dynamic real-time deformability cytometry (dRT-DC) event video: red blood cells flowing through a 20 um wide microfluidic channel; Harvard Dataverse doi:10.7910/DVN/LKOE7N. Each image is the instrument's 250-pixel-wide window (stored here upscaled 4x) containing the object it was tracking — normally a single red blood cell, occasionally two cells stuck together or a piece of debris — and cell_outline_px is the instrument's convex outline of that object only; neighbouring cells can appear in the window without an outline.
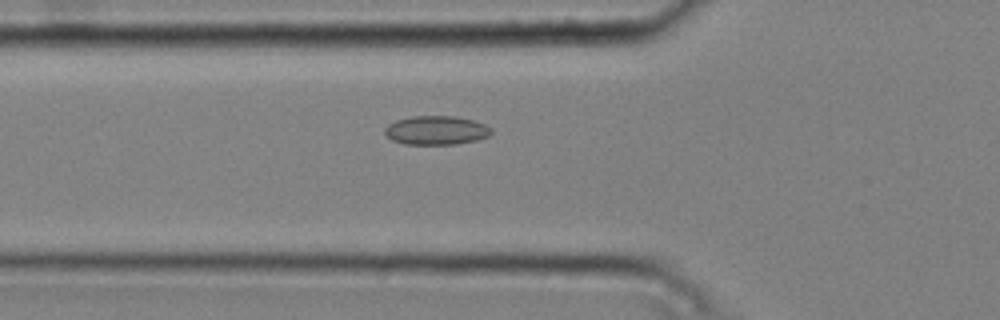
{"species": "common noctule bat (a hibernating species)", "species_latin": "Nyctalus noctula", "temperature_condition": "cold", "stored_images_in_passage": 47, "camera_frame_rate_fps": 3000, "um_per_image_px": 0.085, "animal": {"sex": "male", "body_mass_g": 20.4}, "frame": {"image": 1, "passage_image": 19, "time_ms": 6.0, "image_size_px": [1000, 320], "cell_outline_px": [[492, 132], [488, 136], [476, 140], [456, 144], [404, 144], [392, 140], [384, 132], [384, 128], [388, 124], [396, 120], [412, 116], [456, 116], [472, 120], [484, 124], [492, 128]], "centroid_in_image_um": [37.07, 11.07], "position_along_channel_um": 88.7, "area_um2": 17.92}}
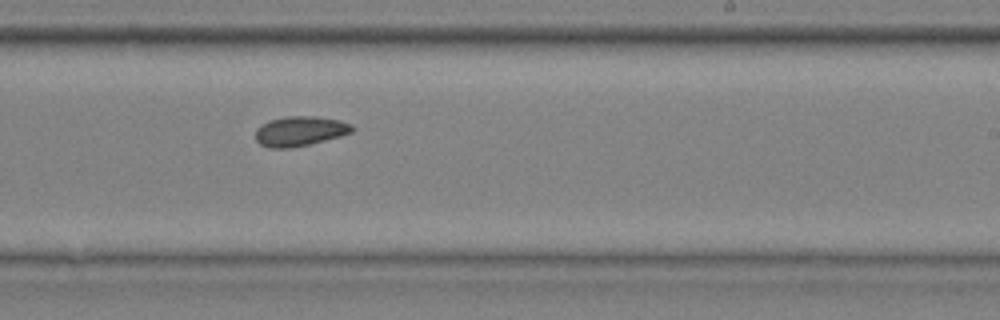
{"frame": {"image": 2, "passage_image": 33, "time_ms": 10.667, "image_size_px": [1000, 320], "cell_outline_px": [[356, 128], [352, 132], [340, 136], [292, 148], [268, 148], [260, 144], [256, 140], [256, 128], [260, 124], [268, 120], [284, 116], [316, 116], [340, 120], [352, 124]], "centroid_in_image_um": [25.48, 11.13], "position_along_channel_um": 263.5, "area_um2": 16.99}}
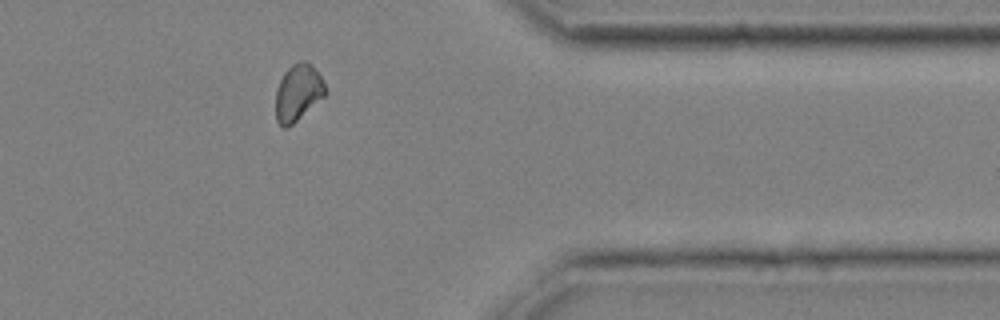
{"frame": {"image": 3, "passage_image": 44, "time_ms": 14.333, "image_size_px": [1000, 320], "cell_outline_px": [[328, 92], [324, 96], [288, 128], [284, 128], [276, 120], [276, 88], [284, 72], [292, 64], [304, 60], [312, 64], [320, 76]], "centroid_in_image_um": [25.32, 7.86], "position_along_channel_um": 386.1, "area_um2": 16.3}, "authors_computed_cell_mechanics": {"area_um2": 16.9354, "velocity_mm_per_s": 3.7463, "shape_relaxation_time_tau1_ms": null, "shape_relaxation_time_tau2_ms": 5.6252, "deformation_change_tau1": null, "deformation_change_tau2": 0.0857}}